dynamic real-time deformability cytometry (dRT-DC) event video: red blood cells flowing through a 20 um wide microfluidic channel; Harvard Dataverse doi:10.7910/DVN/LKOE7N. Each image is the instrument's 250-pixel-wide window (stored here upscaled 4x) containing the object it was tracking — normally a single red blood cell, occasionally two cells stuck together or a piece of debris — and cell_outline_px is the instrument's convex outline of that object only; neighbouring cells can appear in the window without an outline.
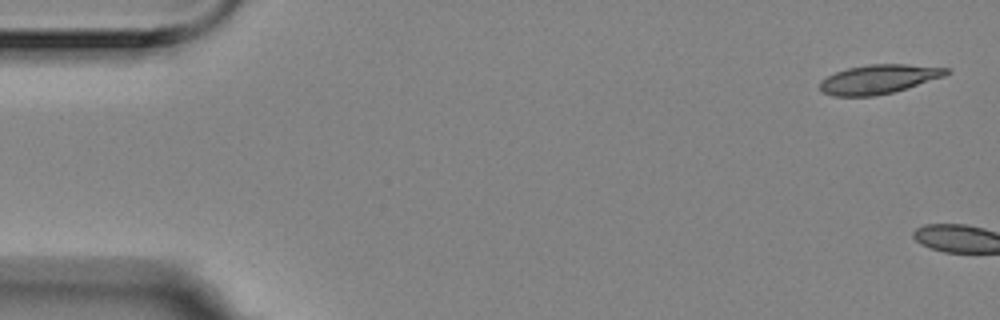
{"species": "Egyptian fruit bat (a non-hibernating species)", "species_latin": "Rousettus aegyptiacus", "temperature_condition": "room temperature", "stored_images_in_passage": 6, "camera_frame_rate_fps": 3000, "um_per_image_px": 0.085, "animal": {"sex": "female"}, "frame": {"image": 1, "passage_image": 1, "time_ms": 0.0, "image_size_px": [1000, 320], "cell_outline_px": [[952, 72], [944, 76], [892, 92], [872, 96], [832, 96], [824, 92], [820, 88], [820, 80], [836, 72], [848, 68], [868, 64], [908, 64], [948, 68]], "centroid_in_image_um": [74.68, 6.72], "position_along_channel_um": 10.3, "area_um2": 21.21}}
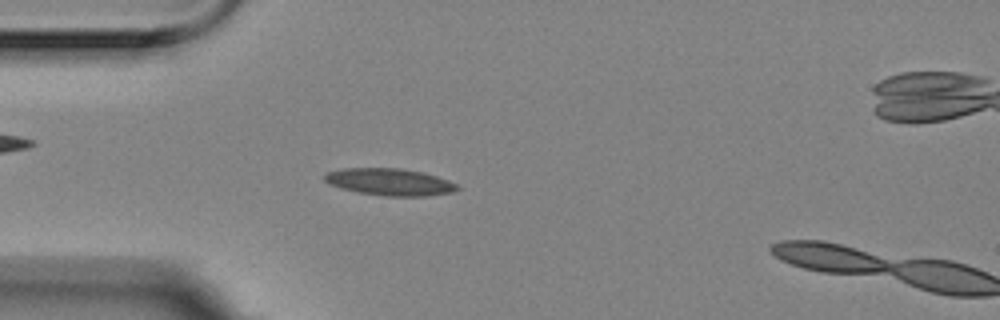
{"frame": {"image": 2, "passage_image": 5, "time_ms": 1.333, "image_size_px": [1000, 320], "cell_outline_px": [[460, 188], [452, 192], [424, 196], [388, 196], [360, 192], [340, 188], [328, 184], [324, 180], [324, 176], [328, 172], [344, 168], [400, 168], [424, 172], [448, 180], [456, 184]], "centroid_in_image_um": [33.12, 15.46], "position_along_channel_um": 51.9, "area_um2": 20.75}}